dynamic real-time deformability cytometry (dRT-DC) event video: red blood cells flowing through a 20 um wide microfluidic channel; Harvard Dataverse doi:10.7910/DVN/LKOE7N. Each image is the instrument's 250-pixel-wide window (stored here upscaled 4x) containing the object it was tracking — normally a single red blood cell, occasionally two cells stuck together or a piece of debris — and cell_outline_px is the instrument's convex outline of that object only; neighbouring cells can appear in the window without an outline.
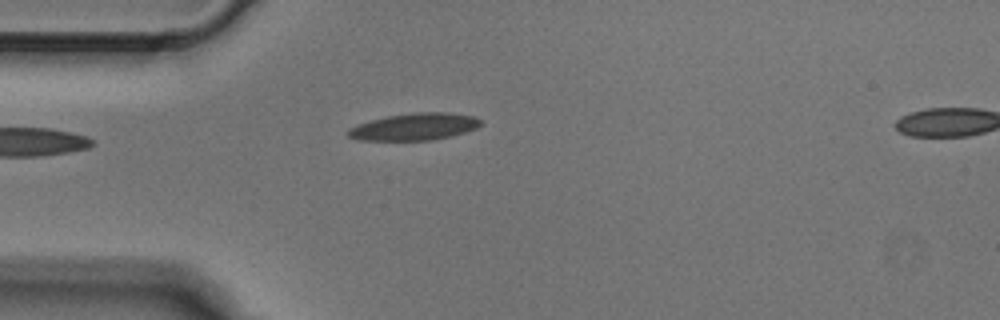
{"species": "Egyptian fruit bat (a non-hibernating species)", "species_latin": "Rousettus aegyptiacus", "temperature_condition": "cold", "stored_images_in_passage": 4, "camera_frame_rate_fps": 3000, "um_per_image_px": 0.085, "animal": {"sex": "male"}, "frame": {"image": 1, "passage_image": 4, "time_ms": 1.0, "image_size_px": [1000, 320], "cell_outline_px": [[480, 124], [476, 128], [452, 136], [432, 140], [360, 140], [348, 136], [348, 128], [356, 124], [388, 116], [412, 112], [448, 112], [472, 116], [480, 120]], "centroid_in_image_um": [35.21, 10.77], "position_along_channel_um": 49.8, "area_um2": 20.75}}